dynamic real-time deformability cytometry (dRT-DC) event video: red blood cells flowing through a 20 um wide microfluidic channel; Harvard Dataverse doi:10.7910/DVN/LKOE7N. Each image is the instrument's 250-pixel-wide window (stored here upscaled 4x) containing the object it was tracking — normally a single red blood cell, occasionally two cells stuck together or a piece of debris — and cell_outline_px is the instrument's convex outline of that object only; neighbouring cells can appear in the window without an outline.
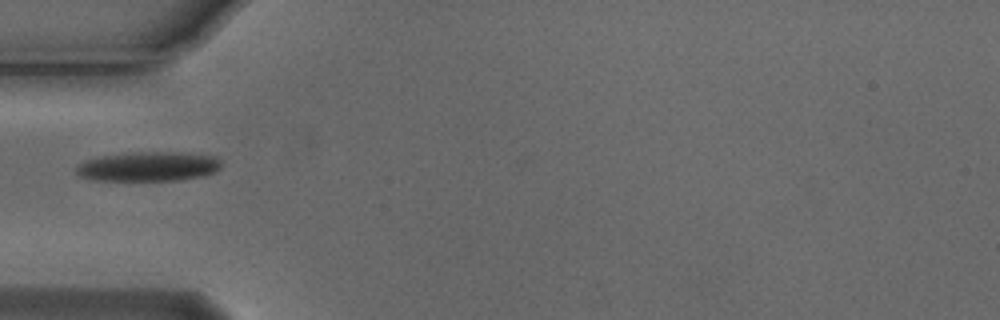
{"species": "Egyptian fruit bat (a non-hibernating species)", "species_latin": "Rousettus aegyptiacus", "temperature_condition": "cold", "stored_images_in_passage": 1, "camera_frame_rate_fps": 3000, "um_per_image_px": 0.085, "animal": {"sex": "male"}, "frame": {"image": 1, "passage_image": 1, "time_ms": 0.0, "image_size_px": [1000, 320], "cell_outline_px": [[220, 168], [216, 172], [204, 176], [184, 180], [96, 180], [80, 176], [76, 172], [76, 168], [80, 164], [88, 160], [100, 156], [132, 152], [180, 152], [216, 156], [220, 160]], "centroid_in_image_um": [12.68, 14.15], "position_along_channel_um": 72.3, "area_um2": 24.97}}